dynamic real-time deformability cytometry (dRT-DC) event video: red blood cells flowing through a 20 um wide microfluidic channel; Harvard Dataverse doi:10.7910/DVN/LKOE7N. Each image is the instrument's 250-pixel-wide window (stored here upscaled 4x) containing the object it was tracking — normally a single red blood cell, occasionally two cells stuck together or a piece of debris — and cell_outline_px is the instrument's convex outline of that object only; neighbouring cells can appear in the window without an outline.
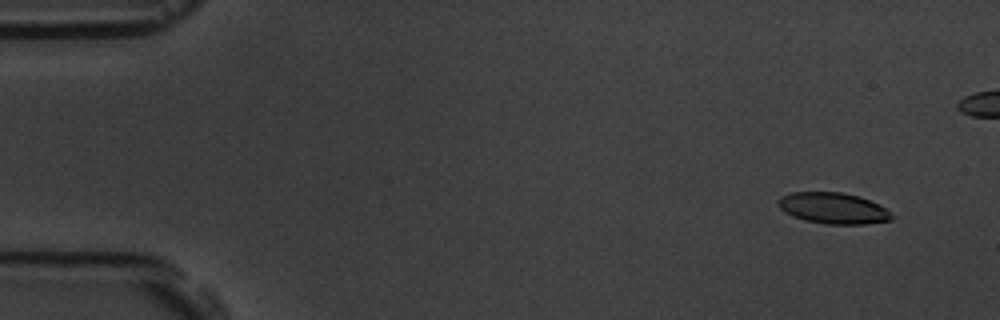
{"species": "common noctule bat (a hibernating species)", "species_latin": "Nyctalus noctula", "temperature_condition": "room temperature", "stored_images_in_passage": 11, "camera_frame_rate_fps": 3000, "um_per_image_px": 0.085, "animal": {"sex": "male", "body_mass_g": 19.5, "forearm_length_mm": 54.6}, "frame": {"image": 1, "passage_image": 2, "time_ms": 1.0, "image_size_px": [1000, 320], "cell_outline_px": [[896, 216], [892, 220], [864, 224], [824, 224], [804, 220], [792, 216], [784, 212], [776, 204], [776, 200], [780, 196], [792, 192], [844, 192], [860, 196], [880, 204]], "centroid_in_image_um": [70.83, 17.69], "position_along_channel_um": 14.2, "area_um2": 21.04}}
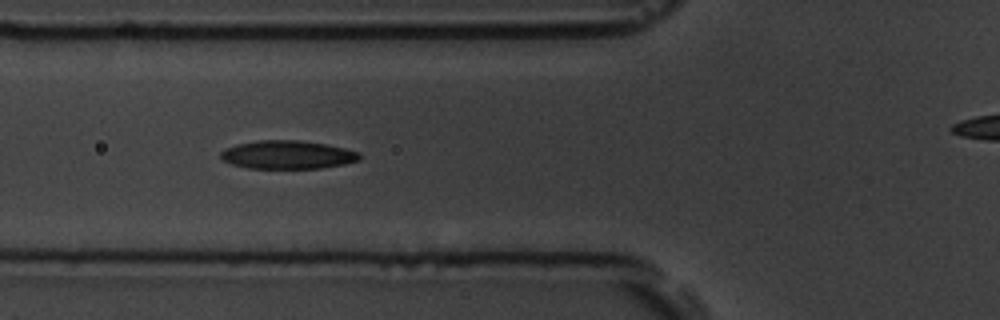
{"frame": {"image": 2, "passage_image": 7, "time_ms": 6.667, "image_size_px": [1000, 320], "cell_outline_px": [[360, 160], [344, 164], [320, 168], [248, 168], [232, 164], [224, 160], [220, 156], [220, 152], [236, 144], [260, 140], [300, 140], [324, 144], [344, 148], [360, 152]], "centroid_in_image_um": [24.46, 13.15], "position_along_channel_um": 101.3, "area_um2": 22.77}}
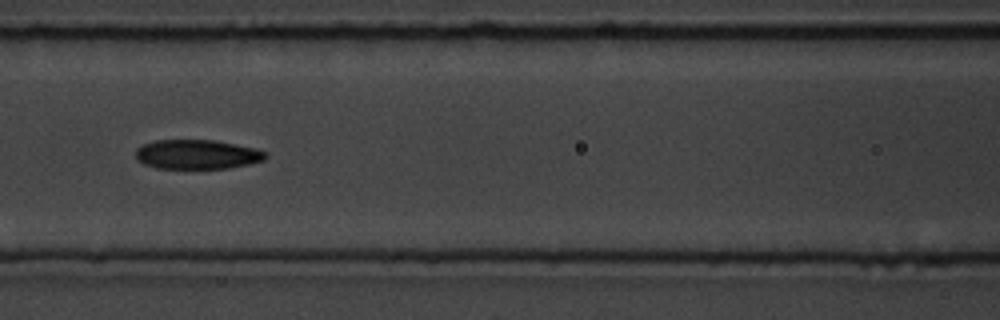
{"frame": {"image": 3, "passage_image": 8, "time_ms": 8.0, "image_size_px": [1000, 320], "cell_outline_px": [[268, 156], [264, 160], [248, 164], [228, 168], [156, 168], [144, 164], [136, 156], [136, 148], [144, 144], [156, 140], [216, 140], [252, 148], [264, 152]], "centroid_in_image_um": [16.73, 13.12], "position_along_channel_um": 149.9, "area_um2": 21.96}}